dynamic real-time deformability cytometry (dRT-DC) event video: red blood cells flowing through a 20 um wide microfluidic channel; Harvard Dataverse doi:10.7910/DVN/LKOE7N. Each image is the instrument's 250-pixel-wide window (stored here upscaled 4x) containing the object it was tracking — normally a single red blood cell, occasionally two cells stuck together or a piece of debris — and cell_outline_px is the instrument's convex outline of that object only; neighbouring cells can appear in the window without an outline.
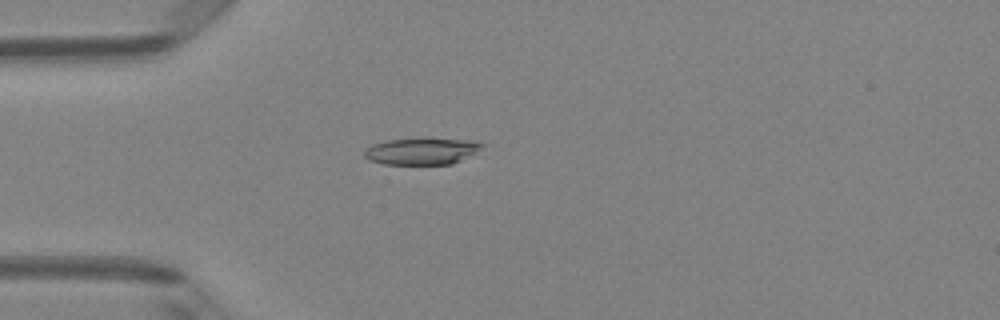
{"species": "Egyptian fruit bat (a non-hibernating species)", "species_latin": "Rousettus aegyptiacus", "temperature_condition": "room temperature", "stored_images_in_passage": 1, "camera_frame_rate_fps": 3000, "um_per_image_px": 0.085, "animal": {"sex": "female"}, "frame": {"image": 1, "passage_image": 1, "time_ms": 0.0, "image_size_px": [1000, 320], "cell_outline_px": [[484, 144], [480, 148], [460, 160], [452, 164], [384, 164], [368, 160], [364, 156], [364, 148], [372, 144], [388, 140], [476, 140]], "centroid_in_image_um": [35.76, 12.88], "position_along_channel_um": 49.2, "area_um2": 17.63}}